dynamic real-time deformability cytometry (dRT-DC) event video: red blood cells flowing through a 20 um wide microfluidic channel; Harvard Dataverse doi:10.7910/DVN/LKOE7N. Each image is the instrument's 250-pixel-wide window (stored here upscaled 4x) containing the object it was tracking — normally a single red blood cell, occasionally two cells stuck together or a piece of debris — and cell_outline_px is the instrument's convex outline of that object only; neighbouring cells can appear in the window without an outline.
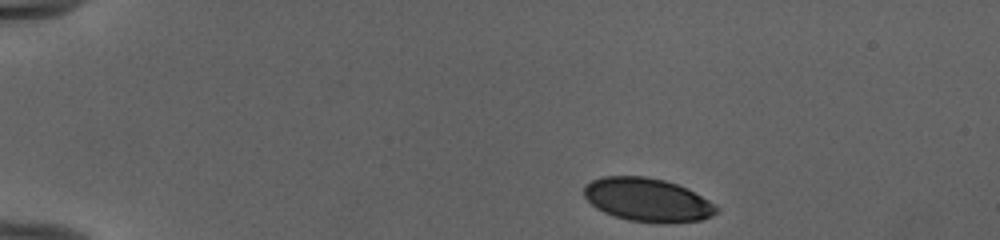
{"species": "human", "species_latin": "Homo sapiens", "temperature_condition": "cold", "stored_images_in_passage": 44, "camera_frame_rate_fps": 3000, "um_per_image_px": 0.085, "donor": {"sex": "female"}, "frame": {"image": 1, "passage_image": 1, "time_ms": 0.0, "image_size_px": [1000, 240], "cell_outline_px": [[720, 208], [712, 216], [700, 220], [668, 224], [660, 224], [628, 220], [604, 212], [596, 208], [584, 196], [584, 184], [592, 180], [604, 176], [644, 176], [664, 180], [676, 184], [716, 204]], "centroid_in_image_um": [55.03, 17.0], "position_along_channel_um": 30.0, "area_um2": 33.52}}
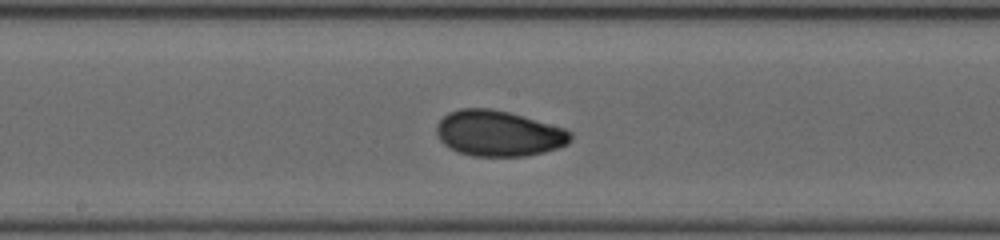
{"frame": {"image": 2, "passage_image": 21, "time_ms": 6.667, "image_size_px": [1000, 240], "cell_outline_px": [[572, 140], [568, 144], [544, 152], [528, 156], [472, 156], [448, 148], [440, 140], [436, 132], [436, 124], [448, 112], [460, 108], [492, 108], [508, 112], [564, 128], [572, 132]], "centroid_in_image_um": [42.37, 11.34], "position_along_channel_um": 205.8, "area_um2": 35.78}}
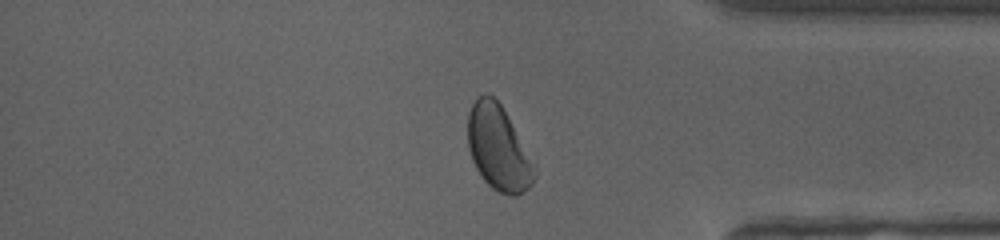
{"frame": {"image": 3, "passage_image": 36, "time_ms": 11.667, "image_size_px": [1000, 240], "cell_outline_px": [[536, 176], [532, 184], [524, 192], [516, 196], [512, 196], [500, 192], [492, 188], [480, 176], [472, 160], [468, 148], [468, 112], [476, 96], [484, 92], [492, 96], [500, 104], [536, 164]], "centroid_in_image_um": [42.37, 12.59], "position_along_channel_um": 392.8, "area_um2": 33.18}, "authors_computed_cell_mechanics": {"area_um2": 34.7089, "velocity_mm_per_s": 3.9799, "shape_relaxation_time_tau1_ms": 4.0314, "shape_relaxation_time_tau2_ms": 1.1128, "deformation_change_tau1": 0.1286, "deformation_change_tau2": 0.0438}}